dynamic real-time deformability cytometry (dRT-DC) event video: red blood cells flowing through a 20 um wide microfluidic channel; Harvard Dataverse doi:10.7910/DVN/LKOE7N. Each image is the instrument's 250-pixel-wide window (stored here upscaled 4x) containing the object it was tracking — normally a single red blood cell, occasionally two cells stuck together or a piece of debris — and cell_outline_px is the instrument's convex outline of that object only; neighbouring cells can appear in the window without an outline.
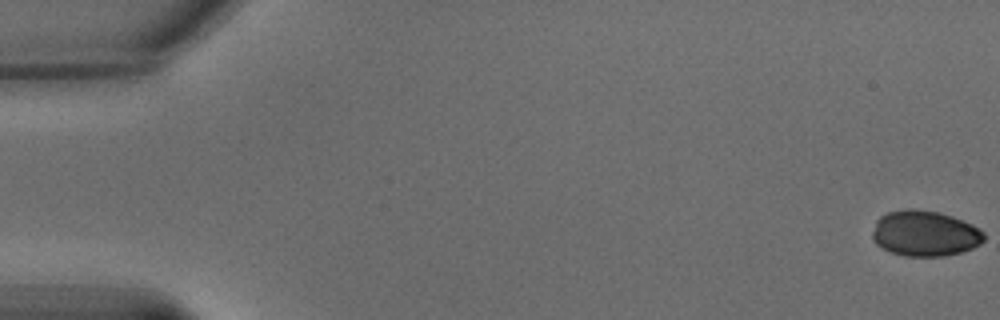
{"species": "common noctule bat (a hibernating species)", "species_latin": "Nyctalus noctula", "temperature_condition": "warm", "stored_images_in_passage": 65, "camera_frame_rate_fps": 3000, "um_per_image_px": 0.085, "animal": {"sex": "male", "body_mass_g": 15.6}, "frame": {"image": 1, "passage_image": 1, "time_ms": 0.0, "image_size_px": [1000, 320], "cell_outline_px": [[984, 240], [980, 244], [972, 248], [960, 252], [944, 256], [904, 256], [892, 252], [876, 244], [872, 240], [872, 232], [876, 220], [880, 216], [888, 212], [908, 208], [912, 208], [940, 212], [952, 216], [972, 224], [980, 228], [984, 232]], "centroid_in_image_um": [78.61, 19.83], "position_along_channel_um": 6.4, "area_um2": 29.82}}
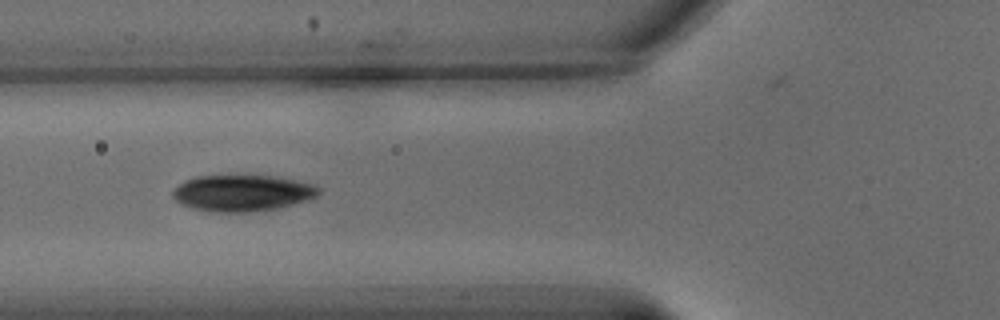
{"frame": {"image": 2, "passage_image": 25, "time_ms": 8.0, "image_size_px": [1000, 320], "cell_outline_px": [[320, 192], [316, 196], [280, 208], [248, 212], [212, 212], [192, 208], [176, 200], [172, 196], [172, 192], [180, 184], [196, 176], [244, 172], [276, 176], [296, 180], [312, 184], [320, 188]], "centroid_in_image_um": [20.6, 16.35], "position_along_channel_um": 105.2, "area_um2": 31.73}}
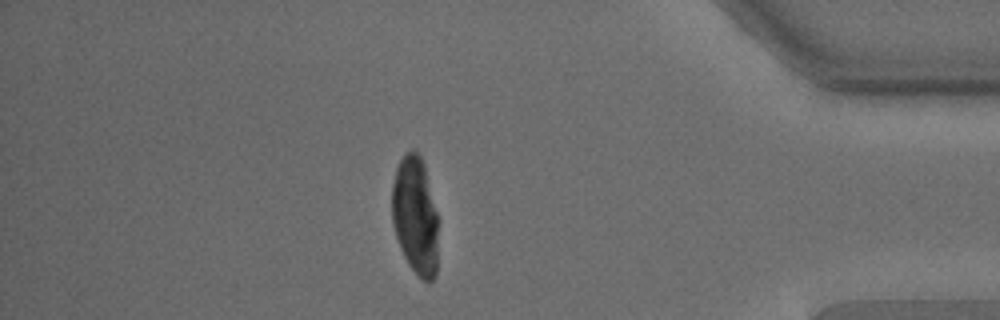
{"frame": {"image": 3, "passage_image": 56, "time_ms": 18.333, "image_size_px": [1000, 320], "cell_outline_px": [[440, 220], [436, 276], [428, 284], [408, 264], [400, 248], [392, 224], [392, 184], [396, 168], [404, 152], [412, 148], [420, 156], [424, 164]], "centroid_in_image_um": [35.33, 18.33], "position_along_channel_um": 399.9, "area_um2": 32.77}}